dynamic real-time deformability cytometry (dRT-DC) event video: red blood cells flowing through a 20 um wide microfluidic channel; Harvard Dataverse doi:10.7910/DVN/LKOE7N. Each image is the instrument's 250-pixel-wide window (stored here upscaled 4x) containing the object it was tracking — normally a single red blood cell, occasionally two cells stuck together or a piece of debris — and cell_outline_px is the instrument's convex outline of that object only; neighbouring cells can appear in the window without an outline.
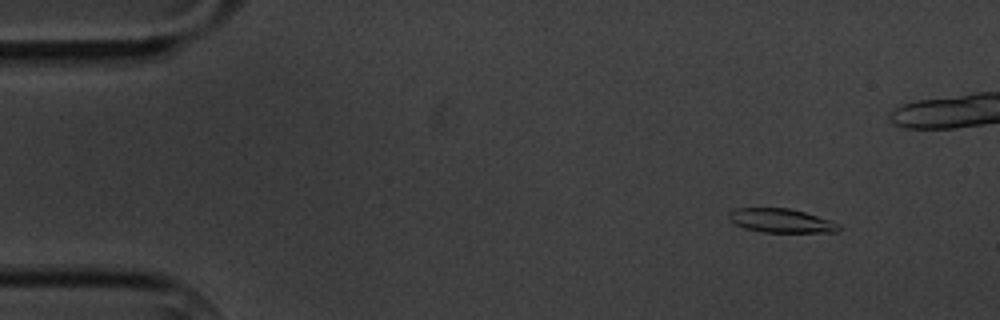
{"species": "common noctule bat (a hibernating species)", "species_latin": "Nyctalus noctula", "temperature_condition": "cold", "stored_images_in_passage": 5, "camera_frame_rate_fps": 3000, "um_per_image_px": 0.085, "animal": {"sex": "male", "body_mass_g": 20.1, "forearm_length_mm": 53.5}, "frame": {"image": 1, "passage_image": 2, "time_ms": 1.0, "image_size_px": [1000, 320], "cell_outline_px": [[840, 232], [764, 232], [744, 228], [728, 220], [728, 212], [736, 208], [788, 208], [804, 212], [832, 220], [840, 224]], "centroid_in_image_um": [66.4, 18.75], "position_along_channel_um": 18.6, "area_um2": 15.43}}